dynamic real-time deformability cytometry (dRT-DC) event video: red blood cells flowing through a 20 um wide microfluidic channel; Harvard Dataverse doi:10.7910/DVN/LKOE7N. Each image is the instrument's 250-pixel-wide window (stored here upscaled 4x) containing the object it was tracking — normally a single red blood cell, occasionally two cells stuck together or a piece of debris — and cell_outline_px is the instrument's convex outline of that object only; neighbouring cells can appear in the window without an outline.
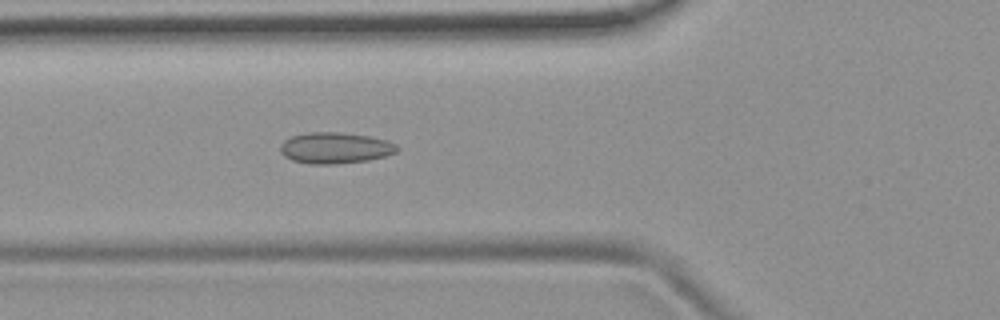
{"species": "common noctule bat (a hibernating species)", "species_latin": "Nyctalus noctula", "temperature_condition": "room temperature", "stored_images_in_passage": 54, "camera_frame_rate_fps": 3000, "um_per_image_px": 0.085, "animal": {"sex": "female", "body_mass_g": 19.9}, "frame": {"image": 1, "passage_image": 20, "time_ms": 6.333, "image_size_px": [1000, 320], "cell_outline_px": [[400, 148], [396, 152], [384, 156], [368, 160], [336, 164], [308, 164], [292, 160], [284, 156], [280, 152], [280, 144], [284, 140], [292, 136], [308, 132], [340, 132], [368, 136], [388, 140], [396, 144]], "centroid_in_image_um": [28.48, 12.57], "position_along_channel_um": 97.3, "area_um2": 21.33}}
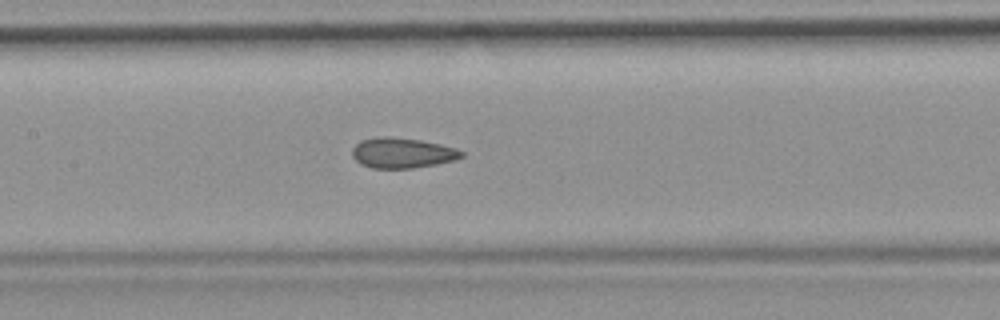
{"frame": {"image": 2, "passage_image": 26, "time_ms": 8.333, "image_size_px": [1000, 320], "cell_outline_px": [[464, 156], [456, 160], [436, 164], [412, 168], [372, 168], [360, 164], [352, 156], [352, 148], [360, 140], [380, 136], [384, 136], [420, 140], [440, 144], [456, 148], [464, 152]], "centroid_in_image_um": [34.19, 13.0], "position_along_channel_um": 173.2, "area_um2": 19.36}}
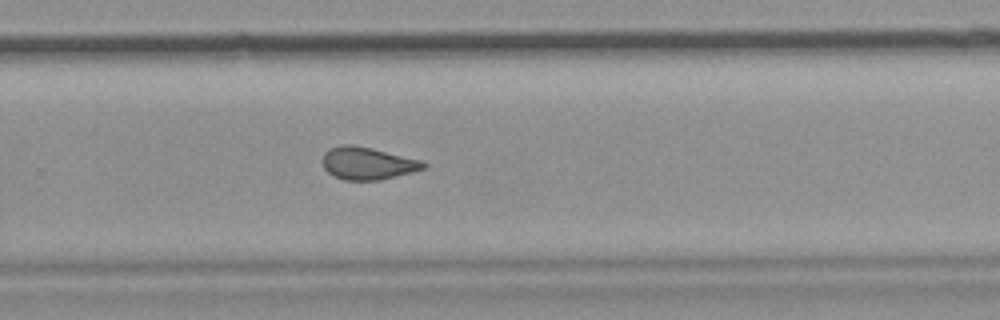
{"frame": {"image": 3, "passage_image": 36, "time_ms": 11.667, "image_size_px": [1000, 320], "cell_outline_px": [[428, 164], [424, 168], [412, 172], [380, 180], [344, 180], [332, 176], [324, 168], [320, 160], [324, 152], [332, 148], [344, 144], [352, 144], [372, 148], [424, 160]], "centroid_in_image_um": [31.24, 13.88], "position_along_channel_um": 298.6, "area_um2": 19.36}, "authors_computed_cell_mechanics": {"area_um2": 19.7676, "velocity_mm_per_s": 3.7805, "shape_relaxation_time_tau1_ms": null, "shape_relaxation_time_tau2_ms": 1.4716, "deformation_change_tau1": null, "deformation_change_tau2": 0.0892}}